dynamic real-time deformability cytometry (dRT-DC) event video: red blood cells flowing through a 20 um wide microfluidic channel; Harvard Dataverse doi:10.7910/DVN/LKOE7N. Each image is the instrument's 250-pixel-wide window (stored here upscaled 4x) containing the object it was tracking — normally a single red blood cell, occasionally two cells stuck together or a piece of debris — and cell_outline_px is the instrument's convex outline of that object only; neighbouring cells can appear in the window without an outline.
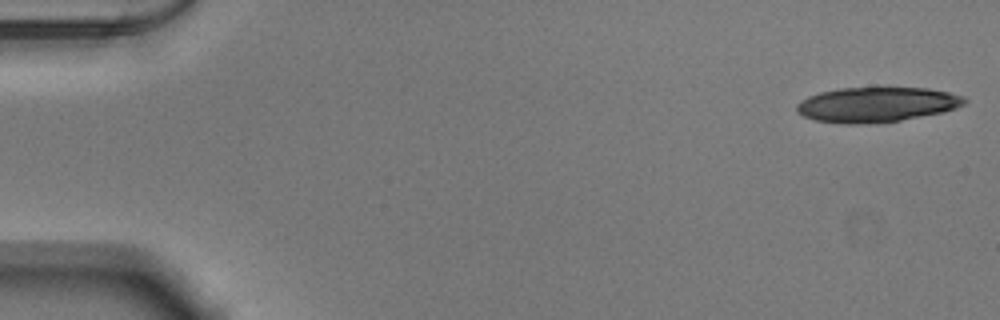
{"species": "Egyptian fruit bat (a non-hibernating species)", "species_latin": "Rousettus aegyptiacus", "temperature_condition": "warm", "stored_images_in_passage": 18, "camera_frame_rate_fps": 3000, "um_per_image_px": 0.085, "animal": {"sex": "male"}, "frame": {"image": 1, "passage_image": 1, "time_ms": 0.0, "image_size_px": [1000, 320], "cell_outline_px": [[968, 100], [964, 104], [956, 108], [940, 112], [900, 120], [860, 124], [844, 124], [816, 120], [804, 116], [796, 112], [796, 104], [800, 100], [808, 96], [820, 92], [840, 88], [928, 88], [948, 92], [964, 96]], "centroid_in_image_um": [74.48, 8.88], "position_along_channel_um": 10.5, "area_um2": 33.99}}